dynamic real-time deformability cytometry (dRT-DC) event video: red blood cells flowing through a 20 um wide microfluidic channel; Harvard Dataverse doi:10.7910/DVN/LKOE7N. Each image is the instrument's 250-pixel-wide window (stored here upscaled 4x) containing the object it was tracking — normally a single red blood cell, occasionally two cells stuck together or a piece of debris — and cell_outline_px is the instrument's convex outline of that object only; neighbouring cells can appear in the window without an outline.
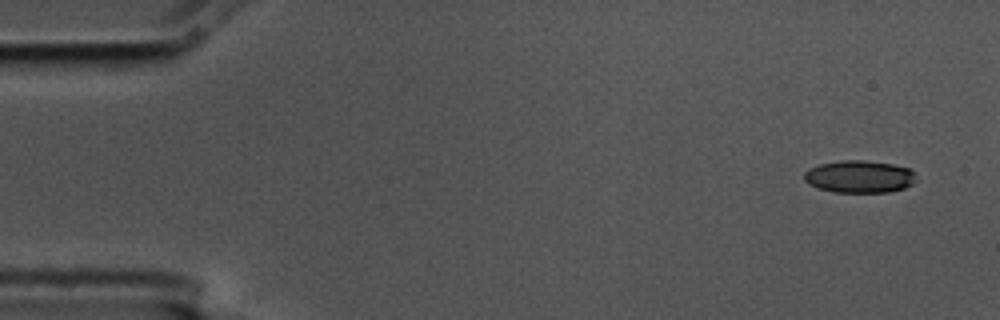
{"species": "common noctule bat (a hibernating species)", "species_latin": "Nyctalus noctula", "temperature_condition": "cold", "stored_images_in_passage": 6, "camera_frame_rate_fps": 3000, "um_per_image_px": 0.085, "animal": {"sex": "male", "body_mass_g": 17.5, "forearm_length_mm": 52.3}, "frame": {"image": 1, "passage_image": 1, "time_ms": 0.0, "image_size_px": [1000, 320], "cell_outline_px": [[916, 180], [912, 184], [904, 188], [892, 192], [832, 192], [808, 184], [804, 180], [804, 172], [820, 164], [840, 160], [864, 160], [892, 164], [908, 168], [912, 172]], "centroid_in_image_um": [73.04, 15.02], "position_along_channel_um": 12.0, "area_um2": 21.04}}
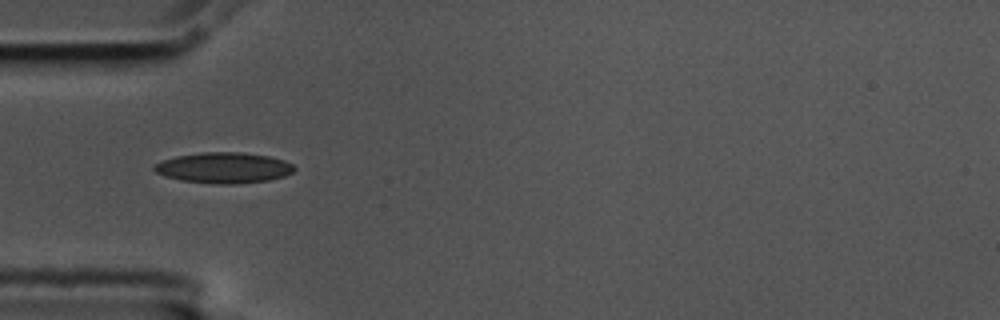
{"frame": {"image": 2, "passage_image": 5, "time_ms": 1.333, "image_size_px": [1000, 320], "cell_outline_px": [[296, 168], [292, 172], [284, 176], [268, 180], [236, 184], [216, 184], [180, 180], [164, 176], [156, 172], [152, 168], [156, 164], [164, 160], [176, 156], [200, 152], [240, 152], [268, 156], [284, 160], [292, 164]], "centroid_in_image_um": [19.02, 14.26], "position_along_channel_um": 66.0, "area_um2": 25.03}}